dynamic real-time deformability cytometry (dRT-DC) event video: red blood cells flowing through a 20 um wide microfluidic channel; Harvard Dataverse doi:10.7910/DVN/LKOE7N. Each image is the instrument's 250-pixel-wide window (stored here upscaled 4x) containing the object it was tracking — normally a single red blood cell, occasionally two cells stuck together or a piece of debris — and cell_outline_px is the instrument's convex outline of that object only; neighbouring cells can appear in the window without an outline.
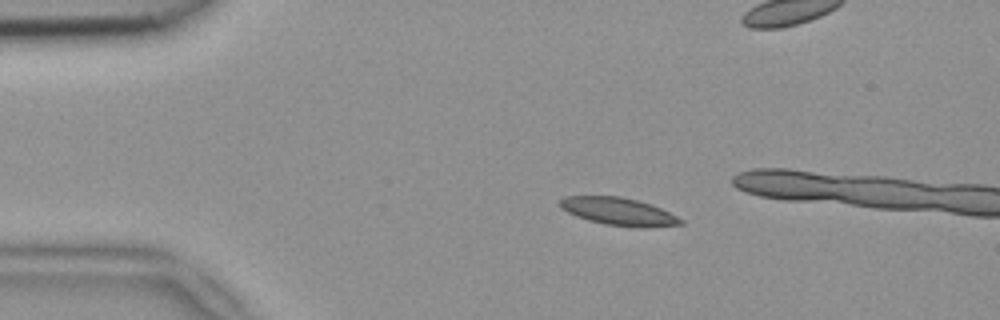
{"species": "common noctule bat (a hibernating species)", "species_latin": "Nyctalus noctula", "temperature_condition": "room temperature", "stored_images_in_passage": 16, "camera_frame_rate_fps": 3000, "um_per_image_px": 0.085, "animal": {"sex": "female", "body_mass_g": 18.4}, "frame": {"image": 1, "passage_image": 10, "time_ms": 3.0, "image_size_px": [1000, 320], "cell_outline_px": [[684, 224], [644, 228], [640, 228], [604, 224], [588, 220], [576, 216], [560, 208], [560, 200], [564, 196], [620, 196], [652, 204], [684, 220]], "centroid_in_image_um": [52.59, 17.98], "position_along_channel_um": 32.4, "area_um2": 19.48}}